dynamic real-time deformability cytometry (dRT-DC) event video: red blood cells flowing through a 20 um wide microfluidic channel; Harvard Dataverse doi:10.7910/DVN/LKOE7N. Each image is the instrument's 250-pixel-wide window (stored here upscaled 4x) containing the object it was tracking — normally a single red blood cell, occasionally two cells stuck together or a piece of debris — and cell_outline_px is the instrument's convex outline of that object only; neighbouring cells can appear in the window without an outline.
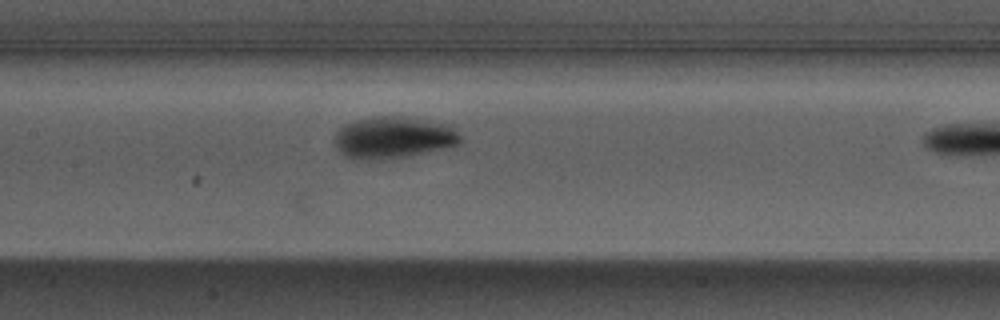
{"species": "Egyptian fruit bat (a non-hibernating species)", "species_latin": "Rousettus aegyptiacus", "temperature_condition": "warm", "stored_images_in_passage": 21, "camera_frame_rate_fps": 3000, "um_per_image_px": 0.085, "animal": {"sex": "male"}, "frame": {"image": 1, "passage_image": 13, "time_ms": 4.0, "image_size_px": [1000, 320], "cell_outline_px": [[460, 140], [452, 148], [408, 156], [380, 160], [356, 160], [344, 156], [336, 144], [332, 136], [344, 124], [352, 120], [372, 116], [400, 116], [452, 124], [460, 136]], "centroid_in_image_um": [33.43, 11.69], "position_along_channel_um": 174.0, "area_um2": 31.33}}
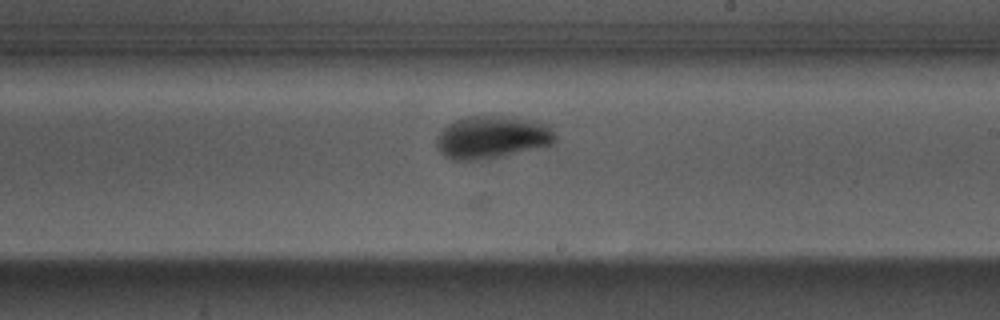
{"frame": {"image": 2, "passage_image": 19, "time_ms": 6.0, "image_size_px": [1000, 320], "cell_outline_px": [[556, 140], [552, 144], [496, 156], [476, 160], [452, 160], [444, 156], [436, 148], [436, 136], [448, 124], [464, 116], [512, 116], [532, 120], [548, 124], [556, 136]], "centroid_in_image_um": [41.78, 11.64], "position_along_channel_um": 247.2, "area_um2": 29.25}}